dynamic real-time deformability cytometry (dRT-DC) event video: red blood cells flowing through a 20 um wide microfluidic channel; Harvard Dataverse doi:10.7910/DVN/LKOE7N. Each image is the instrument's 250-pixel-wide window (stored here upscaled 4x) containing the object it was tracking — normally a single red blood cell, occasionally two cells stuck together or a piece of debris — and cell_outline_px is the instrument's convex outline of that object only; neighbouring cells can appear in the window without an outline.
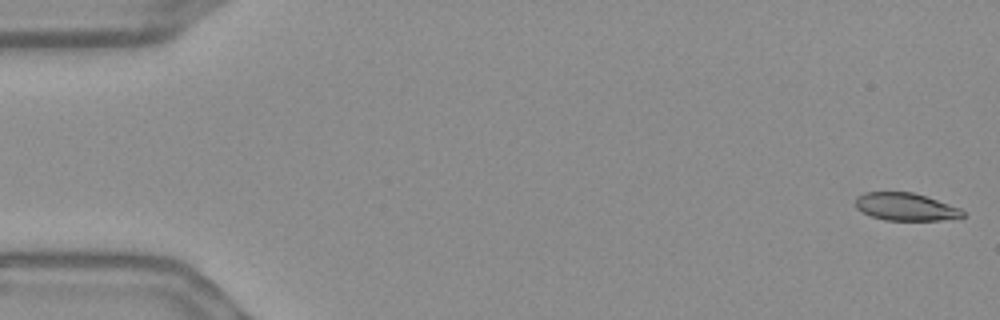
{"species": "Egyptian fruit bat (a non-hibernating species)", "species_latin": "Rousettus aegyptiacus", "temperature_condition": "warm", "stored_images_in_passage": 56, "camera_frame_rate_fps": 3000, "um_per_image_px": 0.085, "frame": {"image": 1, "passage_image": 1, "time_ms": 0.0, "image_size_px": [1000, 320], "cell_outline_px": [[964, 216], [940, 220], [884, 220], [872, 216], [856, 208], [856, 196], [864, 192], [912, 192], [960, 208], [964, 212]], "centroid_in_image_um": [76.94, 17.57], "position_along_channel_um": 8.1, "area_um2": 16.99}}
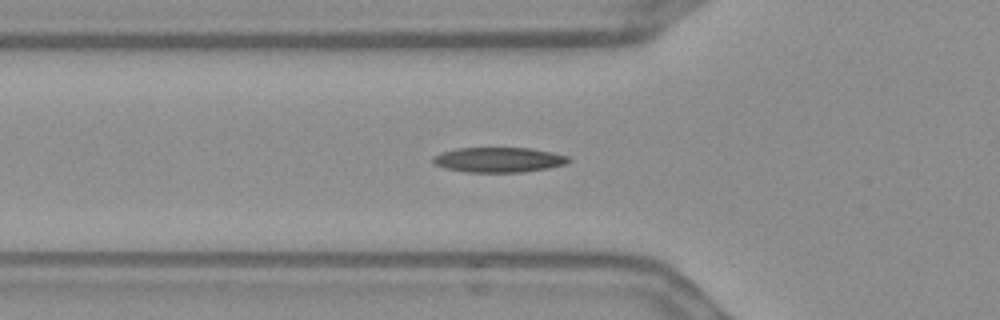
{"frame": {"image": 2, "passage_image": 19, "time_ms": 6.0, "image_size_px": [1000, 320], "cell_outline_px": [[572, 160], [564, 164], [548, 168], [524, 172], [464, 172], [444, 168], [436, 164], [432, 160], [432, 156], [440, 152], [456, 148], [532, 148], [552, 152], [568, 156]], "centroid_in_image_um": [42.37, 13.58], "position_along_channel_um": 83.4, "area_um2": 19.88}}
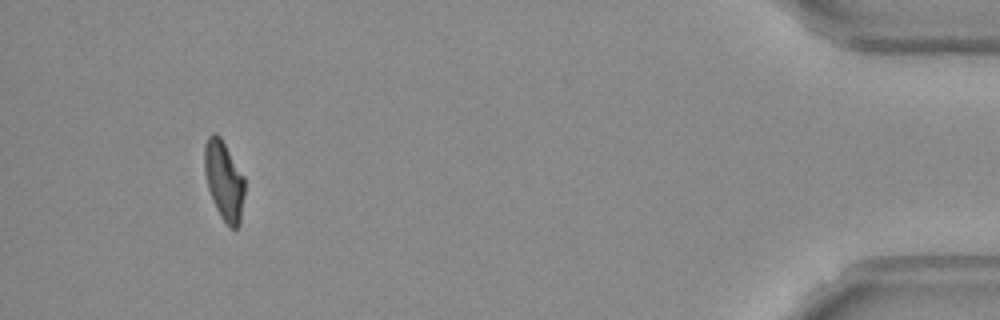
{"frame": {"image": 3, "passage_image": 52, "time_ms": 17.0, "image_size_px": [1000, 320], "cell_outline_px": [[244, 196], [240, 224], [236, 228], [228, 228], [220, 216], [212, 200], [208, 188], [204, 172], [204, 144], [208, 136], [212, 132], [216, 132], [220, 136], [244, 176]], "centroid_in_image_um": [19.03, 15.34], "position_along_channel_um": 416.2, "area_um2": 18.79}, "authors_computed_cell_mechanics": {"area_um2": 19.0162, "velocity_mm_per_s": 3.6523, "shape_relaxation_time_tau1_ms": 4.862, "shape_relaxation_time_tau2_ms": 1.6519, "deformation_change_tau1": 0.1806, "deformation_change_tau2": 0.0906}}